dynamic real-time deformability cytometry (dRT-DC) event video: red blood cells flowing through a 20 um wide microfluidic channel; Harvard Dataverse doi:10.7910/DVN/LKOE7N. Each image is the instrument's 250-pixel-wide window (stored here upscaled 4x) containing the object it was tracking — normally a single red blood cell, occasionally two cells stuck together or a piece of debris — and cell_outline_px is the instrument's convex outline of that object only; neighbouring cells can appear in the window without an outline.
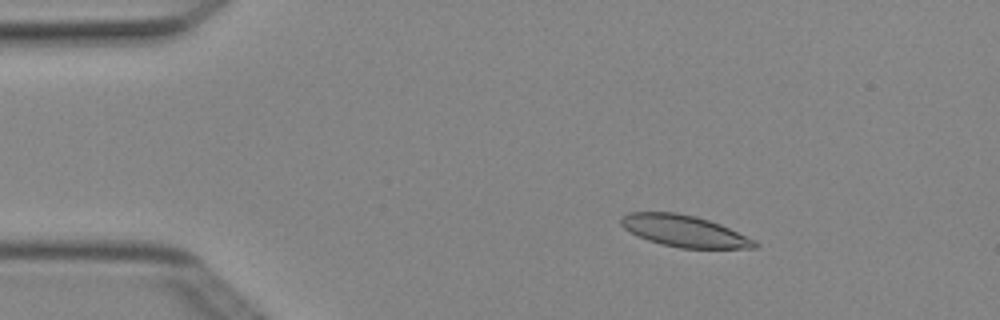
{"species": "Egyptian fruit bat (a non-hibernating species)", "species_latin": "Rousettus aegyptiacus", "temperature_condition": "cold", "stored_images_in_passage": 4, "camera_frame_rate_fps": 3000, "um_per_image_px": 0.085, "animal": {"sex": "female"}, "frame": {"image": 1, "passage_image": 3, "time_ms": 0.667, "image_size_px": [1000, 320], "cell_outline_px": [[760, 244], [756, 248], [680, 248], [648, 240], [624, 228], [620, 224], [620, 216], [628, 212], [676, 212], [696, 216], [720, 224], [756, 240]], "centroid_in_image_um": [58.17, 19.63], "position_along_channel_um": 26.8, "area_um2": 24.51}}